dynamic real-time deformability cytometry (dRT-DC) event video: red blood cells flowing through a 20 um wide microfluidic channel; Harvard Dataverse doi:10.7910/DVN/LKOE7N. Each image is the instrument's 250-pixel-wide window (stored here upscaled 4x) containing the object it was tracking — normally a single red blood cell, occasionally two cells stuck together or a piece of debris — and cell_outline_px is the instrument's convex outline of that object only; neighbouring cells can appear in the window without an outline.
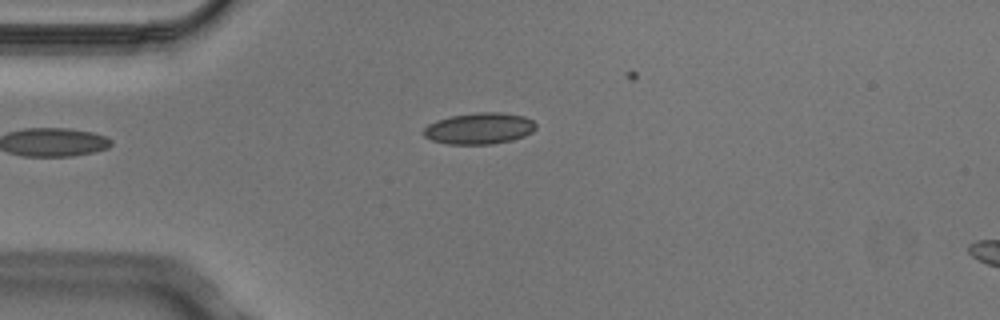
{"species": "Egyptian fruit bat (a non-hibernating species)", "species_latin": "Rousettus aegyptiacus", "temperature_condition": "cold", "stored_images_in_passage": 3, "camera_frame_rate_fps": 3000, "um_per_image_px": 0.085, "animal": {"sex": "male"}, "frame": {"image": 1, "passage_image": 3, "time_ms": 0.667, "image_size_px": [1000, 320], "cell_outline_px": [[536, 128], [532, 132], [524, 136], [512, 140], [492, 144], [448, 144], [432, 140], [424, 136], [424, 128], [428, 124], [436, 120], [452, 116], [476, 112], [500, 112], [524, 116], [532, 120], [536, 124]], "centroid_in_image_um": [40.75, 10.91], "position_along_channel_um": 44.2, "area_um2": 20.52}}